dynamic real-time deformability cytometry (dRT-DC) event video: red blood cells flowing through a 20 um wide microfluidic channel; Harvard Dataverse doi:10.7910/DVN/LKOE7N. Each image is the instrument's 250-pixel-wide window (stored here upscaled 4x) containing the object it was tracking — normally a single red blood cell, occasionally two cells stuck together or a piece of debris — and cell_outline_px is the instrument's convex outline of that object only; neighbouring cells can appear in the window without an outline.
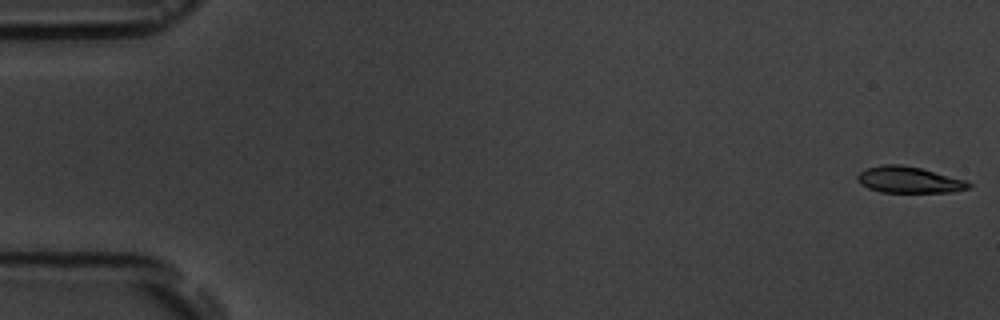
{"species": "common noctule bat (a hibernating species)", "species_latin": "Nyctalus noctula", "temperature_condition": "room temperature", "stored_images_in_passage": 7, "camera_frame_rate_fps": 3000, "um_per_image_px": 0.085, "animal": {"sex": "male", "body_mass_g": 19.5, "forearm_length_mm": 54.6}, "frame": {"image": 1, "passage_image": 1, "time_ms": 0.0, "image_size_px": [1000, 320], "cell_outline_px": [[972, 188], [952, 192], [880, 192], [868, 188], [860, 184], [856, 176], [860, 172], [868, 168], [884, 164], [900, 164], [920, 168], [964, 180], [972, 184]], "centroid_in_image_um": [77.26, 15.29], "position_along_channel_um": 7.7, "area_um2": 16.94}}
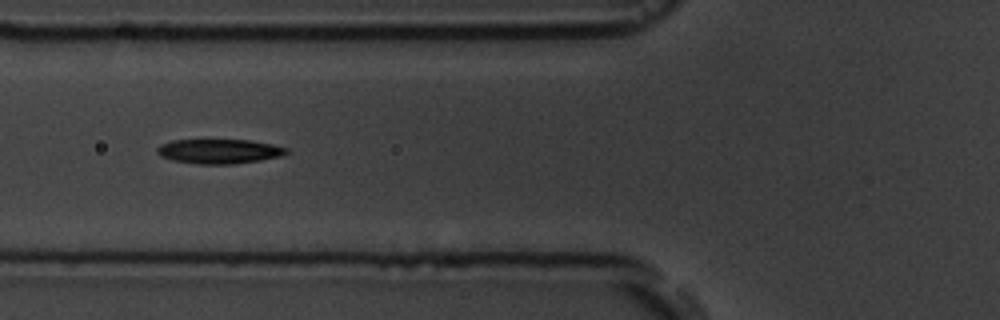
{"frame": {"image": 2, "passage_image": 6, "time_ms": 6.667, "image_size_px": [1000, 320], "cell_outline_px": [[288, 152], [280, 156], [260, 160], [232, 164], [196, 164], [172, 160], [160, 156], [156, 152], [156, 148], [160, 144], [172, 140], [248, 140], [272, 144], [288, 148]], "centroid_in_image_um": [18.59, 12.86], "position_along_channel_um": 107.2, "area_um2": 18.5}}
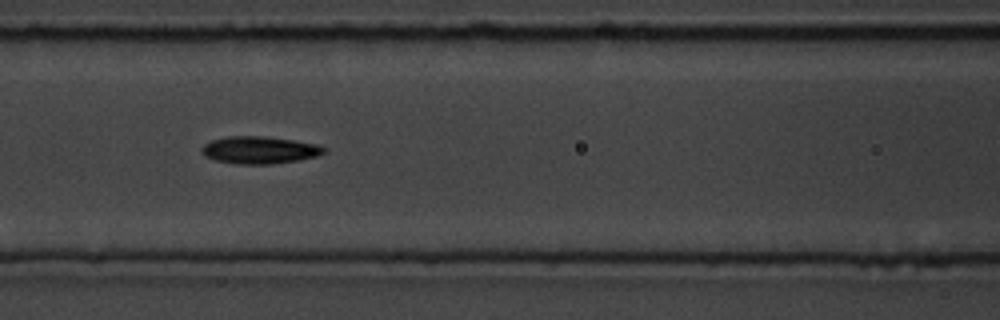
{"frame": {"image": 3, "passage_image": 7, "time_ms": 7.667, "image_size_px": [1000, 320], "cell_outline_px": [[328, 152], [316, 156], [300, 160], [272, 164], [236, 164], [216, 160], [204, 156], [200, 152], [200, 148], [204, 144], [212, 140], [228, 136], [264, 136], [320, 144], [328, 148]], "centroid_in_image_um": [22.09, 12.75], "position_along_channel_um": 144.5, "area_um2": 19.77}}